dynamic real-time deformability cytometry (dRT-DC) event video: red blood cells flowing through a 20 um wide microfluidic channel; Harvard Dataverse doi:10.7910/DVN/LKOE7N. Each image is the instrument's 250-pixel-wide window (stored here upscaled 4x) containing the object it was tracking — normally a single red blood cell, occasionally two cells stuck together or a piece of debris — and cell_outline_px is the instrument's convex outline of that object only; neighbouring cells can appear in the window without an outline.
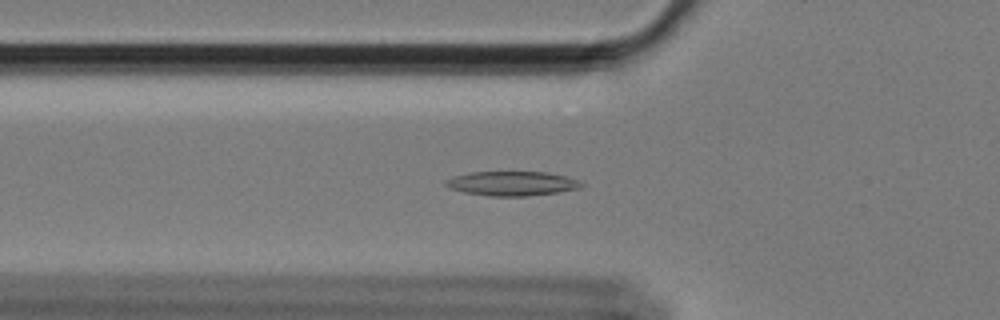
{"species": "Egyptian fruit bat (a non-hibernating species)", "species_latin": "Rousettus aegyptiacus", "temperature_condition": "cold", "stored_images_in_passage": 58, "camera_frame_rate_fps": 3000, "um_per_image_px": 0.085, "animal": {"sex": "female"}, "frame": {"image": 1, "passage_image": 20, "time_ms": 6.333, "image_size_px": [1000, 320], "cell_outline_px": [[584, 184], [580, 188], [560, 192], [528, 196], [488, 196], [464, 192], [448, 188], [444, 184], [444, 180], [452, 176], [472, 172], [548, 172], [564, 176], [576, 180]], "centroid_in_image_um": [43.47, 15.6], "position_along_channel_um": 82.3, "area_um2": 19.36}}
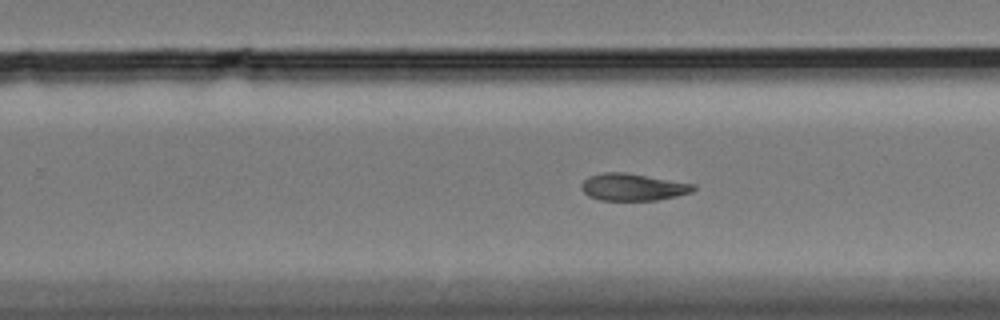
{"frame": {"image": 2, "passage_image": 37, "time_ms": 12.0, "image_size_px": [1000, 320], "cell_outline_px": [[696, 188], [692, 192], [676, 196], [656, 200], [600, 200], [588, 196], [580, 188], [580, 184], [588, 176], [604, 172], [624, 172], [696, 184]], "centroid_in_image_um": [53.77, 15.9], "position_along_channel_um": 276.0, "area_um2": 17.74}}
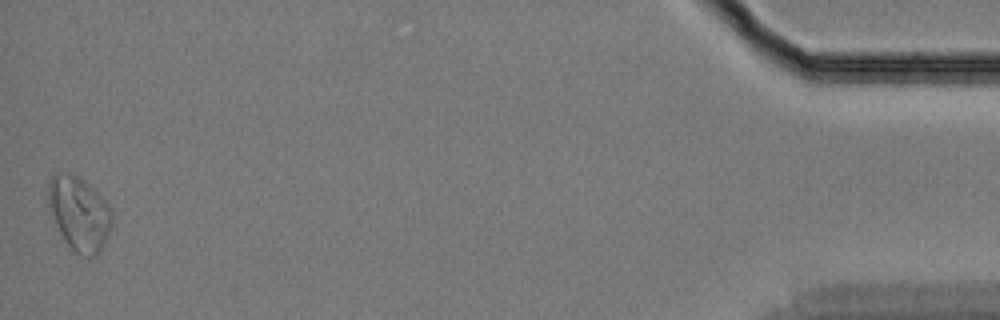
{"frame": {"image": 3, "passage_image": 58, "time_ms": 19.0, "image_size_px": [1000, 320], "cell_outline_px": [[112, 224], [104, 244], [100, 252], [96, 256], [80, 256], [64, 240], [60, 232], [48, 204], [48, 180], [56, 172], [68, 172], [84, 180], [108, 204], [112, 212]], "centroid_in_image_um": [6.73, 18.14], "position_along_channel_um": 428.5, "area_um2": 27.28}, "authors_computed_cell_mechanics": {"area_um2": 20.1722, "velocity_mm_per_s": 3.4001, "shape_relaxation_time_tau1_ms": null, "shape_relaxation_time_tau2_ms": 7.4161, "deformation_change_tau1": null, "deformation_change_tau2": 0.1336}}